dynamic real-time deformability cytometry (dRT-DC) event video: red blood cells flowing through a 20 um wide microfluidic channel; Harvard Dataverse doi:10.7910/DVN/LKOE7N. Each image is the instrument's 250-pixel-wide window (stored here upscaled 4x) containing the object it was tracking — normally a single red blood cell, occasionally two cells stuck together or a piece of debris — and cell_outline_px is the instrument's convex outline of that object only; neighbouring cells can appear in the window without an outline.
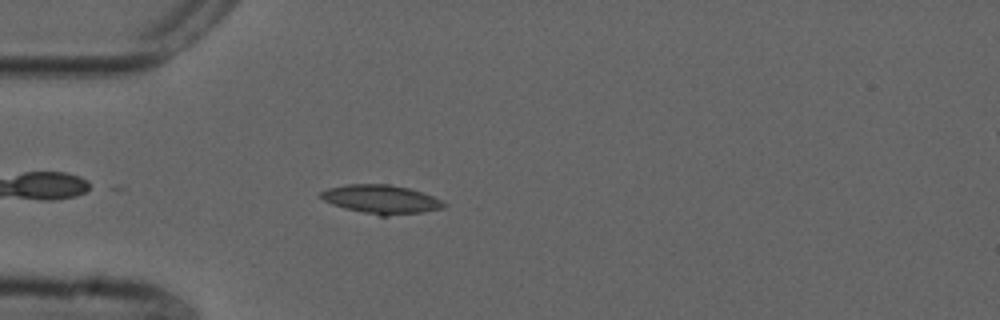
{"species": "common noctule bat (a hibernating species)", "species_latin": "Nyctalus noctula", "temperature_condition": "cold", "stored_images_in_passage": 16, "camera_frame_rate_fps": 3000, "um_per_image_px": 0.085, "animal": {"sex": "male", "forearm_length_mm": 52.5}, "frame": {"image": 1, "passage_image": 5, "time_ms": 1.333, "image_size_px": [1000, 320], "cell_outline_px": [[448, 204], [444, 208], [424, 212], [388, 216], [380, 216], [344, 208], [332, 204], [324, 200], [320, 196], [320, 192], [328, 188], [348, 184], [388, 184], [408, 188], [432, 196]], "centroid_in_image_um": [32.4, 16.95], "position_along_channel_um": 52.6, "area_um2": 20.52}}
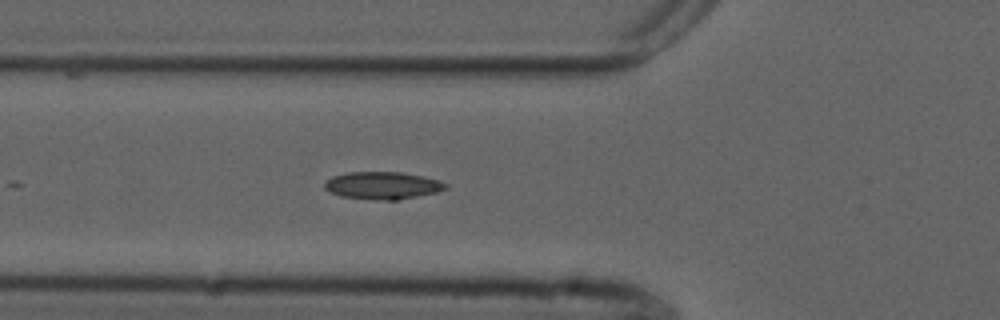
{"frame": {"image": 2, "passage_image": 9, "time_ms": 2.667, "image_size_px": [1000, 320], "cell_outline_px": [[448, 188], [436, 192], [400, 200], [376, 200], [340, 196], [328, 192], [324, 188], [324, 184], [332, 176], [348, 172], [400, 172], [424, 176], [448, 184]], "centroid_in_image_um": [32.5, 15.77], "position_along_channel_um": 93.3, "area_um2": 19.42}}
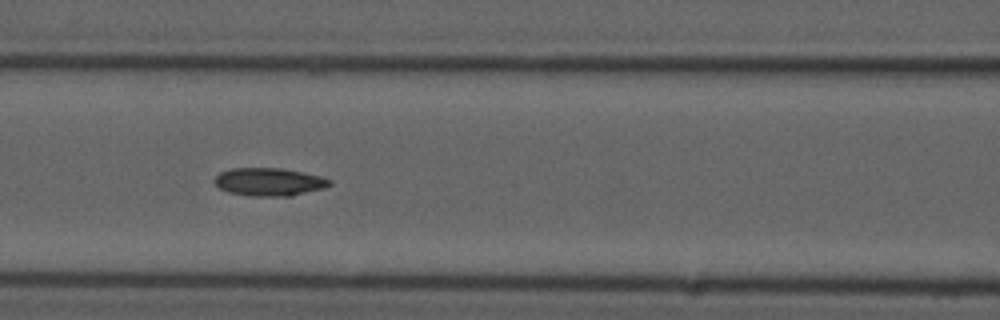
{"frame": {"image": 3, "passage_image": 13, "time_ms": 4.0, "image_size_px": [1000, 320], "cell_outline_px": [[332, 184], [324, 188], [292, 196], [248, 196], [228, 192], [220, 188], [212, 180], [220, 172], [232, 168], [280, 168], [320, 176], [332, 180]], "centroid_in_image_um": [22.86, 15.47], "position_along_channel_um": 143.7, "area_um2": 18.79}}